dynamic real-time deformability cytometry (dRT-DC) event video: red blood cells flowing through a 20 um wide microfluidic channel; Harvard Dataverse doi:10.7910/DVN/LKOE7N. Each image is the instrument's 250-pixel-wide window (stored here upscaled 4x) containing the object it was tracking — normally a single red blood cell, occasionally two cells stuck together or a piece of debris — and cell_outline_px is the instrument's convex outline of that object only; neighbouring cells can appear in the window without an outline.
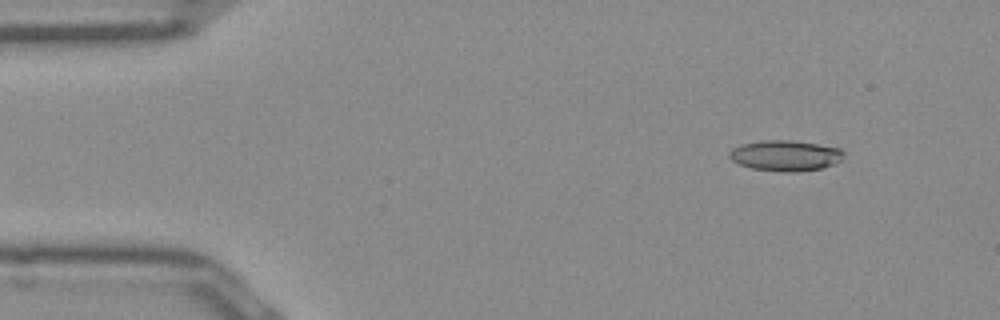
{"species": "Egyptian fruit bat (a non-hibernating species)", "species_latin": "Rousettus aegyptiacus", "temperature_condition": "room temperature", "stored_images_in_passage": 50, "camera_frame_rate_fps": 3000, "um_per_image_px": 0.085, "frame": {"image": 1, "passage_image": 5, "time_ms": 1.333, "image_size_px": [1000, 320], "cell_outline_px": [[844, 160], [820, 168], [752, 168], [740, 164], [732, 160], [728, 156], [728, 152], [732, 148], [740, 144], [760, 140], [792, 140], [840, 148], [844, 152]], "centroid_in_image_um": [66.73, 13.14], "position_along_channel_um": 18.3, "area_um2": 19.36}}
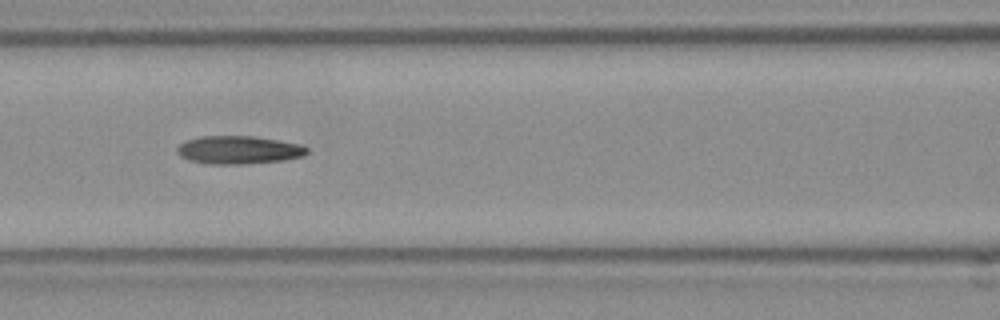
{"frame": {"image": 2, "passage_image": 21, "time_ms": 6.667, "image_size_px": [1000, 320], "cell_outline_px": [[308, 152], [304, 156], [284, 160], [240, 164], [208, 164], [188, 160], [180, 156], [176, 152], [176, 148], [184, 140], [200, 136], [252, 136], [300, 144], [308, 148]], "centroid_in_image_um": [20.24, 12.74], "position_along_channel_um": 146.4, "area_um2": 21.33}}
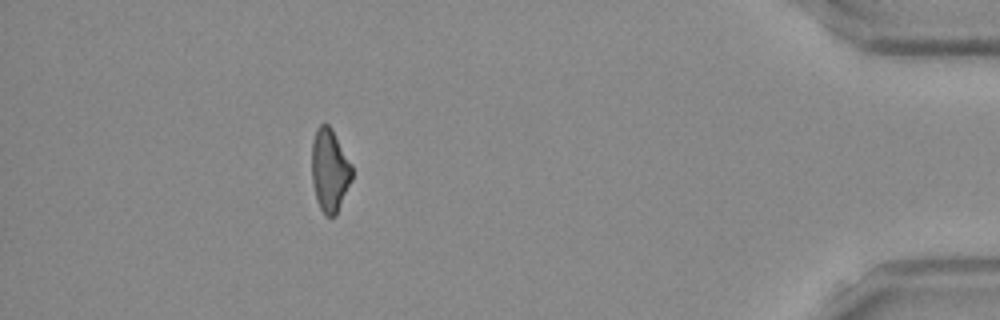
{"frame": {"image": 3, "passage_image": 45, "time_ms": 14.667, "image_size_px": [1000, 320], "cell_outline_px": [[352, 180], [336, 216], [328, 216], [320, 208], [316, 200], [312, 180], [312, 140], [316, 128], [320, 124], [328, 124], [332, 128], [352, 164]], "centroid_in_image_um": [28.03, 14.46], "position_along_channel_um": 407.2, "area_um2": 19.59}, "authors_computed_cell_mechanics": {"area_um2": 20.4034, "velocity_mm_per_s": 3.973, "shape_relaxation_time_tau1_ms": null, "shape_relaxation_time_tau2_ms": 10.4355, "deformation_change_tau1": null, "deformation_change_tau2": 0.2798}}